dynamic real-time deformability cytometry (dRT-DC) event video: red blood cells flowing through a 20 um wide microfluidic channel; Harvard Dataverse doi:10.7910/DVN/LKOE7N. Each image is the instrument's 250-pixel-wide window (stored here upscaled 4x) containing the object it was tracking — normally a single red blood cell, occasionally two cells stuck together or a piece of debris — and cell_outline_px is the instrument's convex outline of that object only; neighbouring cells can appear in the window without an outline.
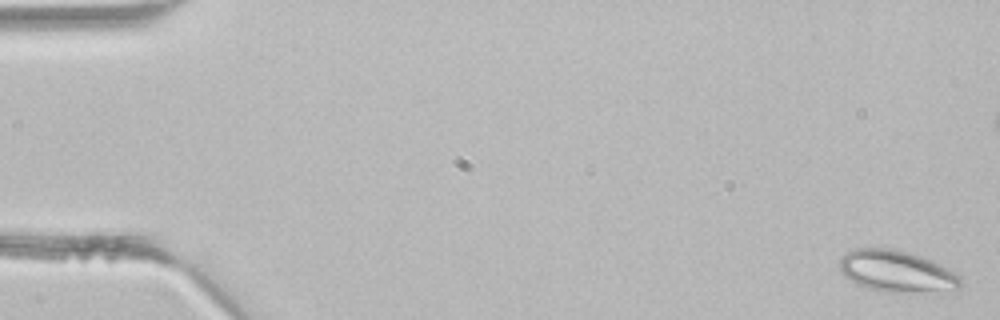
{"species": "common noctule bat (a hibernating species)", "species_latin": "Nyctalus noctula", "temperature_condition": "room temperature", "stored_images_in_passage": 44, "camera_frame_rate_fps": 3000, "um_per_image_px": 0.085, "animal": {"sex": "male", "body_mass_g": 21.5, "forearm_length_mm": 52.0}, "frame": {"image": 1, "passage_image": 1, "time_ms": 0.0, "image_size_px": [1000, 320], "cell_outline_px": [[960, 288], [952, 296], [880, 292], [856, 284], [844, 276], [840, 272], [840, 256], [856, 248], [892, 248], [908, 252], [932, 260], [948, 268], [960, 276]], "centroid_in_image_um": [76.34, 23.15], "position_along_channel_um": 8.7, "area_um2": 30.92}}
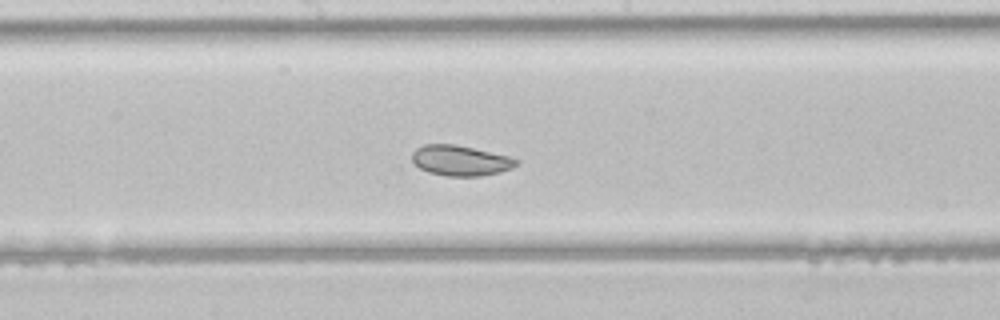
{"frame": {"image": 2, "passage_image": 23, "time_ms": 7.333, "image_size_px": [1000, 320], "cell_outline_px": [[520, 164], [512, 168], [480, 176], [448, 176], [428, 172], [420, 168], [412, 160], [412, 152], [416, 148], [424, 144], [456, 144], [508, 156], [520, 160]], "centroid_in_image_um": [39.14, 13.64], "position_along_channel_um": 209.1, "area_um2": 18.38}}
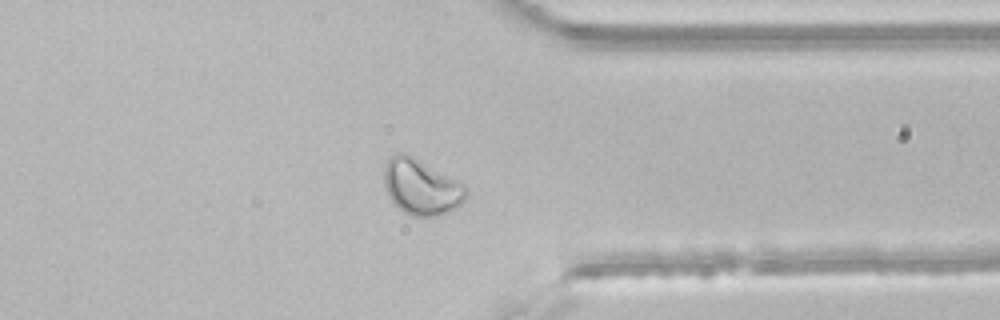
{"frame": {"image": 3, "passage_image": 34, "time_ms": 11.0, "image_size_px": [1000, 320], "cell_outline_px": [[468, 192], [464, 200], [456, 208], [448, 212], [436, 216], [412, 216], [404, 212], [388, 196], [384, 184], [384, 168], [388, 160], [396, 152], [404, 152], [412, 156], [464, 184], [468, 188]], "centroid_in_image_um": [35.81, 15.89], "position_along_channel_um": 375.6, "area_um2": 26.36}}